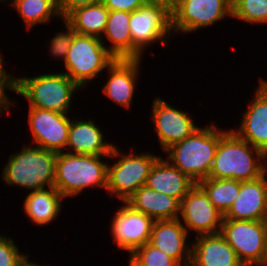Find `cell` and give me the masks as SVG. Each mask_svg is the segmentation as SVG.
<instances>
[{
  "instance_id": "obj_40",
  "label": "cell",
  "mask_w": 267,
  "mask_h": 266,
  "mask_svg": "<svg viewBox=\"0 0 267 266\" xmlns=\"http://www.w3.org/2000/svg\"><path fill=\"white\" fill-rule=\"evenodd\" d=\"M264 222H265V225H266V231H267V214H266V217H265Z\"/></svg>"
},
{
  "instance_id": "obj_13",
  "label": "cell",
  "mask_w": 267,
  "mask_h": 266,
  "mask_svg": "<svg viewBox=\"0 0 267 266\" xmlns=\"http://www.w3.org/2000/svg\"><path fill=\"white\" fill-rule=\"evenodd\" d=\"M118 208L111 219V236L118 249L129 252L130 256L136 249L149 242L154 220L133 210L125 202Z\"/></svg>"
},
{
  "instance_id": "obj_7",
  "label": "cell",
  "mask_w": 267,
  "mask_h": 266,
  "mask_svg": "<svg viewBox=\"0 0 267 266\" xmlns=\"http://www.w3.org/2000/svg\"><path fill=\"white\" fill-rule=\"evenodd\" d=\"M115 145L109 155L117 160L108 165L107 192L125 202L140 187L146 185L150 169L160 155L148 152L121 153ZM121 155V156H120Z\"/></svg>"
},
{
  "instance_id": "obj_29",
  "label": "cell",
  "mask_w": 267,
  "mask_h": 266,
  "mask_svg": "<svg viewBox=\"0 0 267 266\" xmlns=\"http://www.w3.org/2000/svg\"><path fill=\"white\" fill-rule=\"evenodd\" d=\"M129 257V266H181L149 242L136 249Z\"/></svg>"
},
{
  "instance_id": "obj_27",
  "label": "cell",
  "mask_w": 267,
  "mask_h": 266,
  "mask_svg": "<svg viewBox=\"0 0 267 266\" xmlns=\"http://www.w3.org/2000/svg\"><path fill=\"white\" fill-rule=\"evenodd\" d=\"M214 207L224 216L239 195L240 181L207 178L198 183Z\"/></svg>"
},
{
  "instance_id": "obj_22",
  "label": "cell",
  "mask_w": 267,
  "mask_h": 266,
  "mask_svg": "<svg viewBox=\"0 0 267 266\" xmlns=\"http://www.w3.org/2000/svg\"><path fill=\"white\" fill-rule=\"evenodd\" d=\"M125 203L154 221L178 219L180 215V202L175 197L159 193L145 185L132 194Z\"/></svg>"
},
{
  "instance_id": "obj_18",
  "label": "cell",
  "mask_w": 267,
  "mask_h": 266,
  "mask_svg": "<svg viewBox=\"0 0 267 266\" xmlns=\"http://www.w3.org/2000/svg\"><path fill=\"white\" fill-rule=\"evenodd\" d=\"M141 60L117 58L107 67L109 79L105 83L102 93L118 106L131 109L136 82L140 75Z\"/></svg>"
},
{
  "instance_id": "obj_35",
  "label": "cell",
  "mask_w": 267,
  "mask_h": 266,
  "mask_svg": "<svg viewBox=\"0 0 267 266\" xmlns=\"http://www.w3.org/2000/svg\"><path fill=\"white\" fill-rule=\"evenodd\" d=\"M167 6L170 10L174 8L181 0H153Z\"/></svg>"
},
{
  "instance_id": "obj_5",
  "label": "cell",
  "mask_w": 267,
  "mask_h": 266,
  "mask_svg": "<svg viewBox=\"0 0 267 266\" xmlns=\"http://www.w3.org/2000/svg\"><path fill=\"white\" fill-rule=\"evenodd\" d=\"M82 90L64 72L16 77L15 93L28 100L29 107L68 114L75 91Z\"/></svg>"
},
{
  "instance_id": "obj_38",
  "label": "cell",
  "mask_w": 267,
  "mask_h": 266,
  "mask_svg": "<svg viewBox=\"0 0 267 266\" xmlns=\"http://www.w3.org/2000/svg\"><path fill=\"white\" fill-rule=\"evenodd\" d=\"M264 161H266L264 162V167H265V174L267 176V152L264 154Z\"/></svg>"
},
{
  "instance_id": "obj_39",
  "label": "cell",
  "mask_w": 267,
  "mask_h": 266,
  "mask_svg": "<svg viewBox=\"0 0 267 266\" xmlns=\"http://www.w3.org/2000/svg\"><path fill=\"white\" fill-rule=\"evenodd\" d=\"M6 1H8V3H10V4H12V2H13V0H0V2H6ZM10 1V2H9Z\"/></svg>"
},
{
  "instance_id": "obj_4",
  "label": "cell",
  "mask_w": 267,
  "mask_h": 266,
  "mask_svg": "<svg viewBox=\"0 0 267 266\" xmlns=\"http://www.w3.org/2000/svg\"><path fill=\"white\" fill-rule=\"evenodd\" d=\"M98 155L59 152L56 159L54 187L65 197L78 196L88 187L101 188L108 185V163ZM87 188V189H86Z\"/></svg>"
},
{
  "instance_id": "obj_26",
  "label": "cell",
  "mask_w": 267,
  "mask_h": 266,
  "mask_svg": "<svg viewBox=\"0 0 267 266\" xmlns=\"http://www.w3.org/2000/svg\"><path fill=\"white\" fill-rule=\"evenodd\" d=\"M10 6L20 15L27 30L37 24L50 23L53 16L61 18L58 0H13Z\"/></svg>"
},
{
  "instance_id": "obj_37",
  "label": "cell",
  "mask_w": 267,
  "mask_h": 266,
  "mask_svg": "<svg viewBox=\"0 0 267 266\" xmlns=\"http://www.w3.org/2000/svg\"><path fill=\"white\" fill-rule=\"evenodd\" d=\"M27 266H50V265H39L37 263H34L33 261H27Z\"/></svg>"
},
{
  "instance_id": "obj_23",
  "label": "cell",
  "mask_w": 267,
  "mask_h": 266,
  "mask_svg": "<svg viewBox=\"0 0 267 266\" xmlns=\"http://www.w3.org/2000/svg\"><path fill=\"white\" fill-rule=\"evenodd\" d=\"M63 199L65 197L55 187L31 191L23 201V211L35 225H47L60 214Z\"/></svg>"
},
{
  "instance_id": "obj_24",
  "label": "cell",
  "mask_w": 267,
  "mask_h": 266,
  "mask_svg": "<svg viewBox=\"0 0 267 266\" xmlns=\"http://www.w3.org/2000/svg\"><path fill=\"white\" fill-rule=\"evenodd\" d=\"M130 12L109 11L104 34L101 37L106 47L107 37L110 46L106 49L117 59H132V37L129 29ZM105 36V37H103Z\"/></svg>"
},
{
  "instance_id": "obj_30",
  "label": "cell",
  "mask_w": 267,
  "mask_h": 266,
  "mask_svg": "<svg viewBox=\"0 0 267 266\" xmlns=\"http://www.w3.org/2000/svg\"><path fill=\"white\" fill-rule=\"evenodd\" d=\"M17 246L11 237L0 234V266H23L29 260Z\"/></svg>"
},
{
  "instance_id": "obj_9",
  "label": "cell",
  "mask_w": 267,
  "mask_h": 266,
  "mask_svg": "<svg viewBox=\"0 0 267 266\" xmlns=\"http://www.w3.org/2000/svg\"><path fill=\"white\" fill-rule=\"evenodd\" d=\"M220 233L244 266L261 263L267 244L264 221L222 219Z\"/></svg>"
},
{
  "instance_id": "obj_36",
  "label": "cell",
  "mask_w": 267,
  "mask_h": 266,
  "mask_svg": "<svg viewBox=\"0 0 267 266\" xmlns=\"http://www.w3.org/2000/svg\"><path fill=\"white\" fill-rule=\"evenodd\" d=\"M258 266H267V244H266V248H265L263 259H262L261 263Z\"/></svg>"
},
{
  "instance_id": "obj_11",
  "label": "cell",
  "mask_w": 267,
  "mask_h": 266,
  "mask_svg": "<svg viewBox=\"0 0 267 266\" xmlns=\"http://www.w3.org/2000/svg\"><path fill=\"white\" fill-rule=\"evenodd\" d=\"M188 234L194 231L197 236L221 232L223 215L214 207L207 193L195 184L180 201V215Z\"/></svg>"
},
{
  "instance_id": "obj_19",
  "label": "cell",
  "mask_w": 267,
  "mask_h": 266,
  "mask_svg": "<svg viewBox=\"0 0 267 266\" xmlns=\"http://www.w3.org/2000/svg\"><path fill=\"white\" fill-rule=\"evenodd\" d=\"M78 120V121H77ZM71 119L66 151L70 154L109 156L113 143L104 140V133L92 119ZM106 141V142H105Z\"/></svg>"
},
{
  "instance_id": "obj_20",
  "label": "cell",
  "mask_w": 267,
  "mask_h": 266,
  "mask_svg": "<svg viewBox=\"0 0 267 266\" xmlns=\"http://www.w3.org/2000/svg\"><path fill=\"white\" fill-rule=\"evenodd\" d=\"M192 242L190 266H244L221 233L200 235Z\"/></svg>"
},
{
  "instance_id": "obj_14",
  "label": "cell",
  "mask_w": 267,
  "mask_h": 266,
  "mask_svg": "<svg viewBox=\"0 0 267 266\" xmlns=\"http://www.w3.org/2000/svg\"><path fill=\"white\" fill-rule=\"evenodd\" d=\"M157 97V98H156ZM153 100L151 119L156 129L161 150L192 135L199 127L191 115L156 96Z\"/></svg>"
},
{
  "instance_id": "obj_15",
  "label": "cell",
  "mask_w": 267,
  "mask_h": 266,
  "mask_svg": "<svg viewBox=\"0 0 267 266\" xmlns=\"http://www.w3.org/2000/svg\"><path fill=\"white\" fill-rule=\"evenodd\" d=\"M237 131L231 130L264 154L267 152V80L259 79L253 100L247 104Z\"/></svg>"
},
{
  "instance_id": "obj_17",
  "label": "cell",
  "mask_w": 267,
  "mask_h": 266,
  "mask_svg": "<svg viewBox=\"0 0 267 266\" xmlns=\"http://www.w3.org/2000/svg\"><path fill=\"white\" fill-rule=\"evenodd\" d=\"M267 214V176L240 182L239 195L223 219L264 221Z\"/></svg>"
},
{
  "instance_id": "obj_1",
  "label": "cell",
  "mask_w": 267,
  "mask_h": 266,
  "mask_svg": "<svg viewBox=\"0 0 267 266\" xmlns=\"http://www.w3.org/2000/svg\"><path fill=\"white\" fill-rule=\"evenodd\" d=\"M227 131L213 122L200 127L164 150L165 159L198 184L209 177L219 140Z\"/></svg>"
},
{
  "instance_id": "obj_33",
  "label": "cell",
  "mask_w": 267,
  "mask_h": 266,
  "mask_svg": "<svg viewBox=\"0 0 267 266\" xmlns=\"http://www.w3.org/2000/svg\"><path fill=\"white\" fill-rule=\"evenodd\" d=\"M149 0H102L109 11L133 12L145 5Z\"/></svg>"
},
{
  "instance_id": "obj_25",
  "label": "cell",
  "mask_w": 267,
  "mask_h": 266,
  "mask_svg": "<svg viewBox=\"0 0 267 266\" xmlns=\"http://www.w3.org/2000/svg\"><path fill=\"white\" fill-rule=\"evenodd\" d=\"M108 14L109 10L101 1L76 8L64 20L73 28L75 33L101 39L106 27Z\"/></svg>"
},
{
  "instance_id": "obj_34",
  "label": "cell",
  "mask_w": 267,
  "mask_h": 266,
  "mask_svg": "<svg viewBox=\"0 0 267 266\" xmlns=\"http://www.w3.org/2000/svg\"><path fill=\"white\" fill-rule=\"evenodd\" d=\"M101 1L102 0H58V11L61 20L78 7L96 4Z\"/></svg>"
},
{
  "instance_id": "obj_28",
  "label": "cell",
  "mask_w": 267,
  "mask_h": 266,
  "mask_svg": "<svg viewBox=\"0 0 267 266\" xmlns=\"http://www.w3.org/2000/svg\"><path fill=\"white\" fill-rule=\"evenodd\" d=\"M250 24H267V0H232V17Z\"/></svg>"
},
{
  "instance_id": "obj_8",
  "label": "cell",
  "mask_w": 267,
  "mask_h": 266,
  "mask_svg": "<svg viewBox=\"0 0 267 266\" xmlns=\"http://www.w3.org/2000/svg\"><path fill=\"white\" fill-rule=\"evenodd\" d=\"M129 29L132 37V59H141L146 47L158 41L168 44L172 35L171 10L159 2L149 0L130 13Z\"/></svg>"
},
{
  "instance_id": "obj_21",
  "label": "cell",
  "mask_w": 267,
  "mask_h": 266,
  "mask_svg": "<svg viewBox=\"0 0 267 266\" xmlns=\"http://www.w3.org/2000/svg\"><path fill=\"white\" fill-rule=\"evenodd\" d=\"M195 184L186 174L160 156L151 167L145 186L175 197L180 202Z\"/></svg>"
},
{
  "instance_id": "obj_10",
  "label": "cell",
  "mask_w": 267,
  "mask_h": 266,
  "mask_svg": "<svg viewBox=\"0 0 267 266\" xmlns=\"http://www.w3.org/2000/svg\"><path fill=\"white\" fill-rule=\"evenodd\" d=\"M232 17V0H181L171 9L172 32L192 33Z\"/></svg>"
},
{
  "instance_id": "obj_6",
  "label": "cell",
  "mask_w": 267,
  "mask_h": 266,
  "mask_svg": "<svg viewBox=\"0 0 267 266\" xmlns=\"http://www.w3.org/2000/svg\"><path fill=\"white\" fill-rule=\"evenodd\" d=\"M116 58L98 37L73 34L71 46L64 61L65 74L81 89L86 88Z\"/></svg>"
},
{
  "instance_id": "obj_3",
  "label": "cell",
  "mask_w": 267,
  "mask_h": 266,
  "mask_svg": "<svg viewBox=\"0 0 267 266\" xmlns=\"http://www.w3.org/2000/svg\"><path fill=\"white\" fill-rule=\"evenodd\" d=\"M57 152L38 146H23L11 153L1 172L5 185L36 191L54 187Z\"/></svg>"
},
{
  "instance_id": "obj_32",
  "label": "cell",
  "mask_w": 267,
  "mask_h": 266,
  "mask_svg": "<svg viewBox=\"0 0 267 266\" xmlns=\"http://www.w3.org/2000/svg\"><path fill=\"white\" fill-rule=\"evenodd\" d=\"M3 63L4 61L0 54V118L2 114L4 115V113L11 111L10 107L16 104L12 99L10 100L9 96L5 93L7 89L15 93L16 76L14 77L13 73L10 74L7 72Z\"/></svg>"
},
{
  "instance_id": "obj_12",
  "label": "cell",
  "mask_w": 267,
  "mask_h": 266,
  "mask_svg": "<svg viewBox=\"0 0 267 266\" xmlns=\"http://www.w3.org/2000/svg\"><path fill=\"white\" fill-rule=\"evenodd\" d=\"M28 114L32 143L46 150L64 152L71 124L68 114L35 107H29Z\"/></svg>"
},
{
  "instance_id": "obj_31",
  "label": "cell",
  "mask_w": 267,
  "mask_h": 266,
  "mask_svg": "<svg viewBox=\"0 0 267 266\" xmlns=\"http://www.w3.org/2000/svg\"><path fill=\"white\" fill-rule=\"evenodd\" d=\"M63 21L65 23L64 25L66 30L56 33V35L50 40L49 51L51 53L50 56L53 58L55 57L54 59H62L64 62L71 46V41L75 31L64 19Z\"/></svg>"
},
{
  "instance_id": "obj_16",
  "label": "cell",
  "mask_w": 267,
  "mask_h": 266,
  "mask_svg": "<svg viewBox=\"0 0 267 266\" xmlns=\"http://www.w3.org/2000/svg\"><path fill=\"white\" fill-rule=\"evenodd\" d=\"M188 235L179 219L155 220L149 243L175 259L181 266H190L192 244L187 242Z\"/></svg>"
},
{
  "instance_id": "obj_2",
  "label": "cell",
  "mask_w": 267,
  "mask_h": 266,
  "mask_svg": "<svg viewBox=\"0 0 267 266\" xmlns=\"http://www.w3.org/2000/svg\"><path fill=\"white\" fill-rule=\"evenodd\" d=\"M264 153L229 129L219 140L208 178L254 180L265 173Z\"/></svg>"
}]
</instances>
